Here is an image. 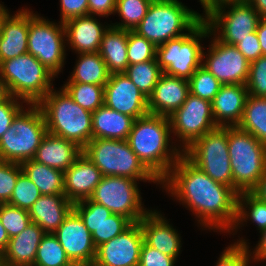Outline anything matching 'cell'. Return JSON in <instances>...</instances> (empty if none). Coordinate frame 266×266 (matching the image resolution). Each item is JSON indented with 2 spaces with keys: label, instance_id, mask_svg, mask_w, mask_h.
Wrapping results in <instances>:
<instances>
[{
  "label": "cell",
  "instance_id": "6da1fadb",
  "mask_svg": "<svg viewBox=\"0 0 266 266\" xmlns=\"http://www.w3.org/2000/svg\"><path fill=\"white\" fill-rule=\"evenodd\" d=\"M171 197L198 219L200 227L230 232L237 217L238 193L231 187L213 180L184 155L161 181ZM207 228V229H206Z\"/></svg>",
  "mask_w": 266,
  "mask_h": 266
},
{
  "label": "cell",
  "instance_id": "7a4b0ae2",
  "mask_svg": "<svg viewBox=\"0 0 266 266\" xmlns=\"http://www.w3.org/2000/svg\"><path fill=\"white\" fill-rule=\"evenodd\" d=\"M170 135L169 117L147 114L134 120L127 139L138 159L160 182L183 155Z\"/></svg>",
  "mask_w": 266,
  "mask_h": 266
},
{
  "label": "cell",
  "instance_id": "3957f363",
  "mask_svg": "<svg viewBox=\"0 0 266 266\" xmlns=\"http://www.w3.org/2000/svg\"><path fill=\"white\" fill-rule=\"evenodd\" d=\"M48 133L84 148L92 140V112L79 106L63 88L52 89L37 104Z\"/></svg>",
  "mask_w": 266,
  "mask_h": 266
},
{
  "label": "cell",
  "instance_id": "277c9868",
  "mask_svg": "<svg viewBox=\"0 0 266 266\" xmlns=\"http://www.w3.org/2000/svg\"><path fill=\"white\" fill-rule=\"evenodd\" d=\"M202 18L179 0H153L134 32L159 46L187 34Z\"/></svg>",
  "mask_w": 266,
  "mask_h": 266
},
{
  "label": "cell",
  "instance_id": "5b68a950",
  "mask_svg": "<svg viewBox=\"0 0 266 266\" xmlns=\"http://www.w3.org/2000/svg\"><path fill=\"white\" fill-rule=\"evenodd\" d=\"M0 75L9 95L25 101L24 106L38 104L53 89L52 83L56 78L30 53L3 61Z\"/></svg>",
  "mask_w": 266,
  "mask_h": 266
},
{
  "label": "cell",
  "instance_id": "8992f818",
  "mask_svg": "<svg viewBox=\"0 0 266 266\" xmlns=\"http://www.w3.org/2000/svg\"><path fill=\"white\" fill-rule=\"evenodd\" d=\"M228 152L233 176V189L251 192L266 170V145L237 126L228 127Z\"/></svg>",
  "mask_w": 266,
  "mask_h": 266
},
{
  "label": "cell",
  "instance_id": "52a82bcc",
  "mask_svg": "<svg viewBox=\"0 0 266 266\" xmlns=\"http://www.w3.org/2000/svg\"><path fill=\"white\" fill-rule=\"evenodd\" d=\"M0 138L1 161L21 164L33 159L48 133L44 115L37 104H27Z\"/></svg>",
  "mask_w": 266,
  "mask_h": 266
},
{
  "label": "cell",
  "instance_id": "ba28073f",
  "mask_svg": "<svg viewBox=\"0 0 266 266\" xmlns=\"http://www.w3.org/2000/svg\"><path fill=\"white\" fill-rule=\"evenodd\" d=\"M83 153L101 171L103 176H122L136 181L161 182L143 165L127 140L92 139Z\"/></svg>",
  "mask_w": 266,
  "mask_h": 266
},
{
  "label": "cell",
  "instance_id": "9c48e42d",
  "mask_svg": "<svg viewBox=\"0 0 266 266\" xmlns=\"http://www.w3.org/2000/svg\"><path fill=\"white\" fill-rule=\"evenodd\" d=\"M209 36L210 27L202 18L187 34L156 46V60L163 73L188 80L202 65L205 47L201 42Z\"/></svg>",
  "mask_w": 266,
  "mask_h": 266
},
{
  "label": "cell",
  "instance_id": "30bf717a",
  "mask_svg": "<svg viewBox=\"0 0 266 266\" xmlns=\"http://www.w3.org/2000/svg\"><path fill=\"white\" fill-rule=\"evenodd\" d=\"M204 13L203 18L211 34L222 43L230 45H236L255 32L261 20V16L247 1L218 3Z\"/></svg>",
  "mask_w": 266,
  "mask_h": 266
},
{
  "label": "cell",
  "instance_id": "8fae6325",
  "mask_svg": "<svg viewBox=\"0 0 266 266\" xmlns=\"http://www.w3.org/2000/svg\"><path fill=\"white\" fill-rule=\"evenodd\" d=\"M183 155L213 180L233 188L228 127L218 126L194 141Z\"/></svg>",
  "mask_w": 266,
  "mask_h": 266
},
{
  "label": "cell",
  "instance_id": "7c38bea8",
  "mask_svg": "<svg viewBox=\"0 0 266 266\" xmlns=\"http://www.w3.org/2000/svg\"><path fill=\"white\" fill-rule=\"evenodd\" d=\"M58 23L29 10L28 53L56 77L65 65L67 47L64 24Z\"/></svg>",
  "mask_w": 266,
  "mask_h": 266
},
{
  "label": "cell",
  "instance_id": "4fadbf2b",
  "mask_svg": "<svg viewBox=\"0 0 266 266\" xmlns=\"http://www.w3.org/2000/svg\"><path fill=\"white\" fill-rule=\"evenodd\" d=\"M137 181L122 176H103L90 200L108 208L113 214L139 222L149 211L144 208ZM147 209V210H146Z\"/></svg>",
  "mask_w": 266,
  "mask_h": 266
},
{
  "label": "cell",
  "instance_id": "5bb4252c",
  "mask_svg": "<svg viewBox=\"0 0 266 266\" xmlns=\"http://www.w3.org/2000/svg\"><path fill=\"white\" fill-rule=\"evenodd\" d=\"M169 120L171 133L181 141L179 148H182V152L198 138L218 127L212 115L211 102L191 93L182 106L169 116Z\"/></svg>",
  "mask_w": 266,
  "mask_h": 266
},
{
  "label": "cell",
  "instance_id": "9a60e30c",
  "mask_svg": "<svg viewBox=\"0 0 266 266\" xmlns=\"http://www.w3.org/2000/svg\"><path fill=\"white\" fill-rule=\"evenodd\" d=\"M203 51L202 66L208 70L222 85H246L250 62L235 45L222 43L214 35Z\"/></svg>",
  "mask_w": 266,
  "mask_h": 266
},
{
  "label": "cell",
  "instance_id": "2e32d148",
  "mask_svg": "<svg viewBox=\"0 0 266 266\" xmlns=\"http://www.w3.org/2000/svg\"><path fill=\"white\" fill-rule=\"evenodd\" d=\"M144 242L140 223L96 248L93 266H138Z\"/></svg>",
  "mask_w": 266,
  "mask_h": 266
},
{
  "label": "cell",
  "instance_id": "e0dca14e",
  "mask_svg": "<svg viewBox=\"0 0 266 266\" xmlns=\"http://www.w3.org/2000/svg\"><path fill=\"white\" fill-rule=\"evenodd\" d=\"M104 104L134 119L149 114L148 98L124 73H112L104 86Z\"/></svg>",
  "mask_w": 266,
  "mask_h": 266
},
{
  "label": "cell",
  "instance_id": "ac0fdd59",
  "mask_svg": "<svg viewBox=\"0 0 266 266\" xmlns=\"http://www.w3.org/2000/svg\"><path fill=\"white\" fill-rule=\"evenodd\" d=\"M53 234L58 238L72 263L93 264L96 247L92 240V234L74 210Z\"/></svg>",
  "mask_w": 266,
  "mask_h": 266
},
{
  "label": "cell",
  "instance_id": "d6986e66",
  "mask_svg": "<svg viewBox=\"0 0 266 266\" xmlns=\"http://www.w3.org/2000/svg\"><path fill=\"white\" fill-rule=\"evenodd\" d=\"M29 9L21 8L10 14L2 5L0 32V64L28 53Z\"/></svg>",
  "mask_w": 266,
  "mask_h": 266
},
{
  "label": "cell",
  "instance_id": "ffe728a7",
  "mask_svg": "<svg viewBox=\"0 0 266 266\" xmlns=\"http://www.w3.org/2000/svg\"><path fill=\"white\" fill-rule=\"evenodd\" d=\"M139 223L149 246L177 260L182 247L181 237L164 215L150 209Z\"/></svg>",
  "mask_w": 266,
  "mask_h": 266
},
{
  "label": "cell",
  "instance_id": "44dd1931",
  "mask_svg": "<svg viewBox=\"0 0 266 266\" xmlns=\"http://www.w3.org/2000/svg\"><path fill=\"white\" fill-rule=\"evenodd\" d=\"M103 175L82 152L64 172V195L74 204L89 199Z\"/></svg>",
  "mask_w": 266,
  "mask_h": 266
},
{
  "label": "cell",
  "instance_id": "7402d4cb",
  "mask_svg": "<svg viewBox=\"0 0 266 266\" xmlns=\"http://www.w3.org/2000/svg\"><path fill=\"white\" fill-rule=\"evenodd\" d=\"M189 93L187 79L163 73L148 97L149 114L171 116L182 106Z\"/></svg>",
  "mask_w": 266,
  "mask_h": 266
},
{
  "label": "cell",
  "instance_id": "603a6c76",
  "mask_svg": "<svg viewBox=\"0 0 266 266\" xmlns=\"http://www.w3.org/2000/svg\"><path fill=\"white\" fill-rule=\"evenodd\" d=\"M98 20L93 15H86L64 22L68 48L78 54L99 52L103 34L110 24L104 25Z\"/></svg>",
  "mask_w": 266,
  "mask_h": 266
},
{
  "label": "cell",
  "instance_id": "cb8c5ba5",
  "mask_svg": "<svg viewBox=\"0 0 266 266\" xmlns=\"http://www.w3.org/2000/svg\"><path fill=\"white\" fill-rule=\"evenodd\" d=\"M248 90L246 85H221L215 95L212 106V115L217 126L234 127L239 124L243 116Z\"/></svg>",
  "mask_w": 266,
  "mask_h": 266
},
{
  "label": "cell",
  "instance_id": "d4e9b609",
  "mask_svg": "<svg viewBox=\"0 0 266 266\" xmlns=\"http://www.w3.org/2000/svg\"><path fill=\"white\" fill-rule=\"evenodd\" d=\"M46 233L31 222L20 234L9 239L6 251L1 255L4 266H33L38 246Z\"/></svg>",
  "mask_w": 266,
  "mask_h": 266
},
{
  "label": "cell",
  "instance_id": "484cf974",
  "mask_svg": "<svg viewBox=\"0 0 266 266\" xmlns=\"http://www.w3.org/2000/svg\"><path fill=\"white\" fill-rule=\"evenodd\" d=\"M73 205L65 195H41L28 212L31 222L52 234L71 213Z\"/></svg>",
  "mask_w": 266,
  "mask_h": 266
},
{
  "label": "cell",
  "instance_id": "4316f807",
  "mask_svg": "<svg viewBox=\"0 0 266 266\" xmlns=\"http://www.w3.org/2000/svg\"><path fill=\"white\" fill-rule=\"evenodd\" d=\"M82 152L83 149L74 142L47 133L33 160L65 172Z\"/></svg>",
  "mask_w": 266,
  "mask_h": 266
},
{
  "label": "cell",
  "instance_id": "83f0119b",
  "mask_svg": "<svg viewBox=\"0 0 266 266\" xmlns=\"http://www.w3.org/2000/svg\"><path fill=\"white\" fill-rule=\"evenodd\" d=\"M134 120L103 104L92 112V139L127 140Z\"/></svg>",
  "mask_w": 266,
  "mask_h": 266
},
{
  "label": "cell",
  "instance_id": "f1b7e54d",
  "mask_svg": "<svg viewBox=\"0 0 266 266\" xmlns=\"http://www.w3.org/2000/svg\"><path fill=\"white\" fill-rule=\"evenodd\" d=\"M128 30L109 26L104 32L99 54L106 63L107 70L112 73H124L128 63Z\"/></svg>",
  "mask_w": 266,
  "mask_h": 266
},
{
  "label": "cell",
  "instance_id": "f546056e",
  "mask_svg": "<svg viewBox=\"0 0 266 266\" xmlns=\"http://www.w3.org/2000/svg\"><path fill=\"white\" fill-rule=\"evenodd\" d=\"M25 175L42 195H64V172L33 159L20 164Z\"/></svg>",
  "mask_w": 266,
  "mask_h": 266
},
{
  "label": "cell",
  "instance_id": "4dcf8cb0",
  "mask_svg": "<svg viewBox=\"0 0 266 266\" xmlns=\"http://www.w3.org/2000/svg\"><path fill=\"white\" fill-rule=\"evenodd\" d=\"M73 72L66 83H85L105 86L110 73L99 52L77 54Z\"/></svg>",
  "mask_w": 266,
  "mask_h": 266
},
{
  "label": "cell",
  "instance_id": "1f68e13d",
  "mask_svg": "<svg viewBox=\"0 0 266 266\" xmlns=\"http://www.w3.org/2000/svg\"><path fill=\"white\" fill-rule=\"evenodd\" d=\"M247 220L255 223L259 232L266 229V202L252 192H240L237 196L236 221L228 234L236 233Z\"/></svg>",
  "mask_w": 266,
  "mask_h": 266
},
{
  "label": "cell",
  "instance_id": "d6a6232c",
  "mask_svg": "<svg viewBox=\"0 0 266 266\" xmlns=\"http://www.w3.org/2000/svg\"><path fill=\"white\" fill-rule=\"evenodd\" d=\"M237 127L251 133L259 142L266 145V98L248 94L243 116Z\"/></svg>",
  "mask_w": 266,
  "mask_h": 266
},
{
  "label": "cell",
  "instance_id": "836d02e7",
  "mask_svg": "<svg viewBox=\"0 0 266 266\" xmlns=\"http://www.w3.org/2000/svg\"><path fill=\"white\" fill-rule=\"evenodd\" d=\"M124 74L148 98L163 74V70L155 59L129 65Z\"/></svg>",
  "mask_w": 266,
  "mask_h": 266
},
{
  "label": "cell",
  "instance_id": "e575fe53",
  "mask_svg": "<svg viewBox=\"0 0 266 266\" xmlns=\"http://www.w3.org/2000/svg\"><path fill=\"white\" fill-rule=\"evenodd\" d=\"M153 0H116L115 14L117 13L121 22L110 25L119 29L134 31L145 17Z\"/></svg>",
  "mask_w": 266,
  "mask_h": 266
},
{
  "label": "cell",
  "instance_id": "d590c367",
  "mask_svg": "<svg viewBox=\"0 0 266 266\" xmlns=\"http://www.w3.org/2000/svg\"><path fill=\"white\" fill-rule=\"evenodd\" d=\"M62 88L82 108L94 112L104 104V86L85 83H65Z\"/></svg>",
  "mask_w": 266,
  "mask_h": 266
},
{
  "label": "cell",
  "instance_id": "8d00e7d4",
  "mask_svg": "<svg viewBox=\"0 0 266 266\" xmlns=\"http://www.w3.org/2000/svg\"><path fill=\"white\" fill-rule=\"evenodd\" d=\"M72 262L52 233H46L38 246L33 266H69Z\"/></svg>",
  "mask_w": 266,
  "mask_h": 266
},
{
  "label": "cell",
  "instance_id": "74e56055",
  "mask_svg": "<svg viewBox=\"0 0 266 266\" xmlns=\"http://www.w3.org/2000/svg\"><path fill=\"white\" fill-rule=\"evenodd\" d=\"M189 91L192 95L212 102L219 92L221 83L202 65L188 79Z\"/></svg>",
  "mask_w": 266,
  "mask_h": 266
},
{
  "label": "cell",
  "instance_id": "f35d334b",
  "mask_svg": "<svg viewBox=\"0 0 266 266\" xmlns=\"http://www.w3.org/2000/svg\"><path fill=\"white\" fill-rule=\"evenodd\" d=\"M73 210L80 216L91 234L97 230V227L104 220L113 214L105 206L95 203L90 199L74 203Z\"/></svg>",
  "mask_w": 266,
  "mask_h": 266
},
{
  "label": "cell",
  "instance_id": "ab89813d",
  "mask_svg": "<svg viewBox=\"0 0 266 266\" xmlns=\"http://www.w3.org/2000/svg\"><path fill=\"white\" fill-rule=\"evenodd\" d=\"M0 221L9 238L20 234L31 223L27 210L8 203H0Z\"/></svg>",
  "mask_w": 266,
  "mask_h": 266
},
{
  "label": "cell",
  "instance_id": "60d3db41",
  "mask_svg": "<svg viewBox=\"0 0 266 266\" xmlns=\"http://www.w3.org/2000/svg\"><path fill=\"white\" fill-rule=\"evenodd\" d=\"M41 195L39 189L22 171L17 178L8 204L29 211Z\"/></svg>",
  "mask_w": 266,
  "mask_h": 266
},
{
  "label": "cell",
  "instance_id": "b9f144b4",
  "mask_svg": "<svg viewBox=\"0 0 266 266\" xmlns=\"http://www.w3.org/2000/svg\"><path fill=\"white\" fill-rule=\"evenodd\" d=\"M127 51L129 65L156 59V46L134 31L128 30Z\"/></svg>",
  "mask_w": 266,
  "mask_h": 266
},
{
  "label": "cell",
  "instance_id": "7bdbcfd3",
  "mask_svg": "<svg viewBox=\"0 0 266 266\" xmlns=\"http://www.w3.org/2000/svg\"><path fill=\"white\" fill-rule=\"evenodd\" d=\"M133 223L126 217L112 214L104 220L95 232L92 233V240L97 248L101 244L108 242L117 235L127 230Z\"/></svg>",
  "mask_w": 266,
  "mask_h": 266
},
{
  "label": "cell",
  "instance_id": "ee69618b",
  "mask_svg": "<svg viewBox=\"0 0 266 266\" xmlns=\"http://www.w3.org/2000/svg\"><path fill=\"white\" fill-rule=\"evenodd\" d=\"M246 88L249 95L266 98V55L250 62Z\"/></svg>",
  "mask_w": 266,
  "mask_h": 266
},
{
  "label": "cell",
  "instance_id": "f6af8a7d",
  "mask_svg": "<svg viewBox=\"0 0 266 266\" xmlns=\"http://www.w3.org/2000/svg\"><path fill=\"white\" fill-rule=\"evenodd\" d=\"M21 172L20 164L0 161V203H8L10 201L17 178Z\"/></svg>",
  "mask_w": 266,
  "mask_h": 266
},
{
  "label": "cell",
  "instance_id": "bcb514c9",
  "mask_svg": "<svg viewBox=\"0 0 266 266\" xmlns=\"http://www.w3.org/2000/svg\"><path fill=\"white\" fill-rule=\"evenodd\" d=\"M251 262L245 245L230 244L224 249L215 266H250Z\"/></svg>",
  "mask_w": 266,
  "mask_h": 266
},
{
  "label": "cell",
  "instance_id": "7dc6e473",
  "mask_svg": "<svg viewBox=\"0 0 266 266\" xmlns=\"http://www.w3.org/2000/svg\"><path fill=\"white\" fill-rule=\"evenodd\" d=\"M23 103L26 102L11 95L0 102V138L9 129L16 115L25 108Z\"/></svg>",
  "mask_w": 266,
  "mask_h": 266
},
{
  "label": "cell",
  "instance_id": "c3c4849f",
  "mask_svg": "<svg viewBox=\"0 0 266 266\" xmlns=\"http://www.w3.org/2000/svg\"><path fill=\"white\" fill-rule=\"evenodd\" d=\"M177 260L143 242L138 266H175Z\"/></svg>",
  "mask_w": 266,
  "mask_h": 266
},
{
  "label": "cell",
  "instance_id": "681fc988",
  "mask_svg": "<svg viewBox=\"0 0 266 266\" xmlns=\"http://www.w3.org/2000/svg\"><path fill=\"white\" fill-rule=\"evenodd\" d=\"M60 22L88 15V0H60Z\"/></svg>",
  "mask_w": 266,
  "mask_h": 266
},
{
  "label": "cell",
  "instance_id": "f907efd6",
  "mask_svg": "<svg viewBox=\"0 0 266 266\" xmlns=\"http://www.w3.org/2000/svg\"><path fill=\"white\" fill-rule=\"evenodd\" d=\"M235 46L249 62L262 56V50L256 31L250 33L248 37L242 39V41L238 42Z\"/></svg>",
  "mask_w": 266,
  "mask_h": 266
},
{
  "label": "cell",
  "instance_id": "816d5d0a",
  "mask_svg": "<svg viewBox=\"0 0 266 266\" xmlns=\"http://www.w3.org/2000/svg\"><path fill=\"white\" fill-rule=\"evenodd\" d=\"M261 237L258 241V244L255 246V248L251 249L247 243L248 240H245L244 238H239L234 244L236 245H245L248 248V253L251 258V261L258 263V262H265L266 261V229L259 232ZM241 239V240H240ZM250 248V250H249ZM251 250H254L251 252ZM265 260V261H264Z\"/></svg>",
  "mask_w": 266,
  "mask_h": 266
},
{
  "label": "cell",
  "instance_id": "f5cc1de1",
  "mask_svg": "<svg viewBox=\"0 0 266 266\" xmlns=\"http://www.w3.org/2000/svg\"><path fill=\"white\" fill-rule=\"evenodd\" d=\"M116 0H88V15L108 17L115 15Z\"/></svg>",
  "mask_w": 266,
  "mask_h": 266
},
{
  "label": "cell",
  "instance_id": "db71d44e",
  "mask_svg": "<svg viewBox=\"0 0 266 266\" xmlns=\"http://www.w3.org/2000/svg\"><path fill=\"white\" fill-rule=\"evenodd\" d=\"M256 34L260 42L262 55H266V18H261L259 21Z\"/></svg>",
  "mask_w": 266,
  "mask_h": 266
},
{
  "label": "cell",
  "instance_id": "11a10c76",
  "mask_svg": "<svg viewBox=\"0 0 266 266\" xmlns=\"http://www.w3.org/2000/svg\"><path fill=\"white\" fill-rule=\"evenodd\" d=\"M251 192L258 198L266 202V170L264 171V174L256 187Z\"/></svg>",
  "mask_w": 266,
  "mask_h": 266
},
{
  "label": "cell",
  "instance_id": "9f6ffc18",
  "mask_svg": "<svg viewBox=\"0 0 266 266\" xmlns=\"http://www.w3.org/2000/svg\"><path fill=\"white\" fill-rule=\"evenodd\" d=\"M261 16L266 18V0H246Z\"/></svg>",
  "mask_w": 266,
  "mask_h": 266
},
{
  "label": "cell",
  "instance_id": "6f0895ef",
  "mask_svg": "<svg viewBox=\"0 0 266 266\" xmlns=\"http://www.w3.org/2000/svg\"><path fill=\"white\" fill-rule=\"evenodd\" d=\"M9 239V236L0 221V257L7 249Z\"/></svg>",
  "mask_w": 266,
  "mask_h": 266
},
{
  "label": "cell",
  "instance_id": "680465c9",
  "mask_svg": "<svg viewBox=\"0 0 266 266\" xmlns=\"http://www.w3.org/2000/svg\"><path fill=\"white\" fill-rule=\"evenodd\" d=\"M226 1H246V0H201V5L205 12L210 6L216 5L218 3L226 2Z\"/></svg>",
  "mask_w": 266,
  "mask_h": 266
},
{
  "label": "cell",
  "instance_id": "91938a15",
  "mask_svg": "<svg viewBox=\"0 0 266 266\" xmlns=\"http://www.w3.org/2000/svg\"><path fill=\"white\" fill-rule=\"evenodd\" d=\"M8 96L9 92L7 90L4 80L0 75V102L4 101Z\"/></svg>",
  "mask_w": 266,
  "mask_h": 266
},
{
  "label": "cell",
  "instance_id": "94428289",
  "mask_svg": "<svg viewBox=\"0 0 266 266\" xmlns=\"http://www.w3.org/2000/svg\"><path fill=\"white\" fill-rule=\"evenodd\" d=\"M69 266H93V264H88V263H71Z\"/></svg>",
  "mask_w": 266,
  "mask_h": 266
},
{
  "label": "cell",
  "instance_id": "6125c7cd",
  "mask_svg": "<svg viewBox=\"0 0 266 266\" xmlns=\"http://www.w3.org/2000/svg\"><path fill=\"white\" fill-rule=\"evenodd\" d=\"M1 22H2V6L0 7V32H1Z\"/></svg>",
  "mask_w": 266,
  "mask_h": 266
},
{
  "label": "cell",
  "instance_id": "be15d7a7",
  "mask_svg": "<svg viewBox=\"0 0 266 266\" xmlns=\"http://www.w3.org/2000/svg\"><path fill=\"white\" fill-rule=\"evenodd\" d=\"M0 266H4V265L2 264L1 258H0Z\"/></svg>",
  "mask_w": 266,
  "mask_h": 266
}]
</instances>
